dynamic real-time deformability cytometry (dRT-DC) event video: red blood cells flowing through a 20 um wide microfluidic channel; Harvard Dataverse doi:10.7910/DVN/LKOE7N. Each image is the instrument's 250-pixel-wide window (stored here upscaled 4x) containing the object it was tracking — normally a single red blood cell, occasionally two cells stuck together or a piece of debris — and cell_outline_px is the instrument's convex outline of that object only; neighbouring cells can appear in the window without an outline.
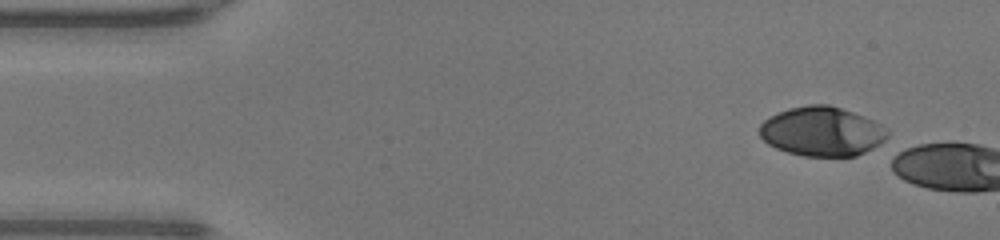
{"species": "human", "species_latin": "Homo sapiens", "temperature_condition": "warm", "stored_images_in_passage": 4, "camera_frame_rate_fps": 3000, "um_per_image_px": 0.085, "donor": {"sex": "male"}, "frame": {"image": 1, "passage_image": 1, "time_ms": 0.0, "image_size_px": [1000, 240], "cell_outline_px": [[888, 144], [856, 156], [804, 156], [788, 152], [776, 148], [768, 144], [760, 136], [760, 124], [764, 120], [788, 108], [808, 104], [828, 104], [864, 116], [880, 124], [888, 132]], "centroid_in_image_um": [69.93, 11.19], "position_along_channel_um": 15.1, "area_um2": 37.11}}